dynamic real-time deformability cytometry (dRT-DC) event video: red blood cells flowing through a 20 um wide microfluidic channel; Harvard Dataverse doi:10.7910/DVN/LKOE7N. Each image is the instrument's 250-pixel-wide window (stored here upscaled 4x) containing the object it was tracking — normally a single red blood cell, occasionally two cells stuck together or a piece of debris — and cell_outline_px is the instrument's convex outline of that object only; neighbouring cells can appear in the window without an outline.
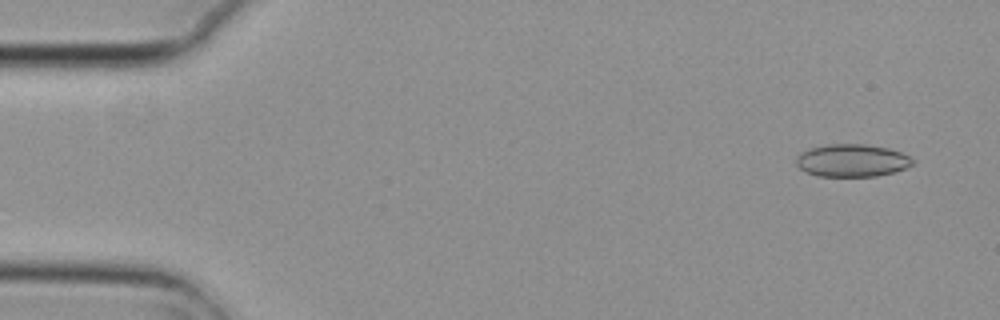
{"species": "common noctule bat (a hibernating species)", "species_latin": "Nyctalus noctula", "temperature_condition": "cold", "stored_images_in_passage": 4, "camera_frame_rate_fps": 3000, "um_per_image_px": 0.085, "animal": {"sex": "female", "body_mass_g": 29.2, "forearm_length_mm": 56.3}, "frame": {"image": 1, "passage_image": 1, "time_ms": 0.0, "image_size_px": [1000, 320], "cell_outline_px": [[916, 160], [912, 164], [896, 172], [876, 176], [816, 176], [800, 168], [796, 164], [796, 156], [800, 152], [812, 148], [828, 144], [864, 144], [888, 148], [900, 152]], "centroid_in_image_um": [72.42, 13.64], "position_along_channel_um": 12.6, "area_um2": 22.08}}
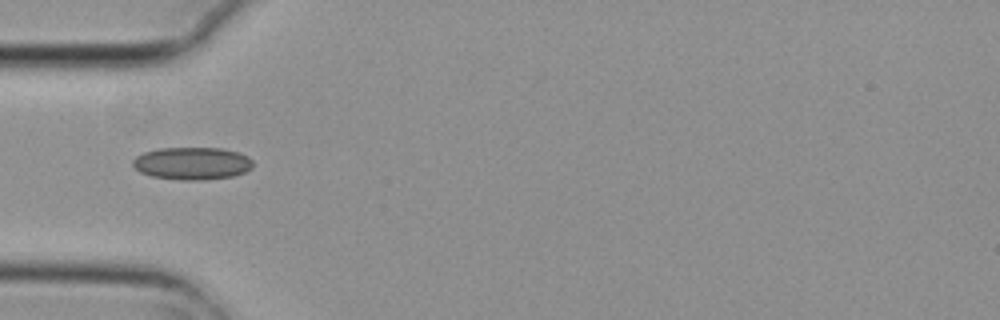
{"frame": {"image": 2, "passage_image": 4, "time_ms": 1.0, "image_size_px": [1000, 320], "cell_outline_px": [[252, 168], [244, 172], [232, 176], [204, 180], [184, 180], [152, 176], [140, 172], [132, 164], [132, 160], [136, 156], [144, 152], [160, 148], [224, 148], [240, 152], [248, 156], [252, 160]], "centroid_in_image_um": [16.35, 13.88], "position_along_channel_um": 68.7, "area_um2": 22.83}}